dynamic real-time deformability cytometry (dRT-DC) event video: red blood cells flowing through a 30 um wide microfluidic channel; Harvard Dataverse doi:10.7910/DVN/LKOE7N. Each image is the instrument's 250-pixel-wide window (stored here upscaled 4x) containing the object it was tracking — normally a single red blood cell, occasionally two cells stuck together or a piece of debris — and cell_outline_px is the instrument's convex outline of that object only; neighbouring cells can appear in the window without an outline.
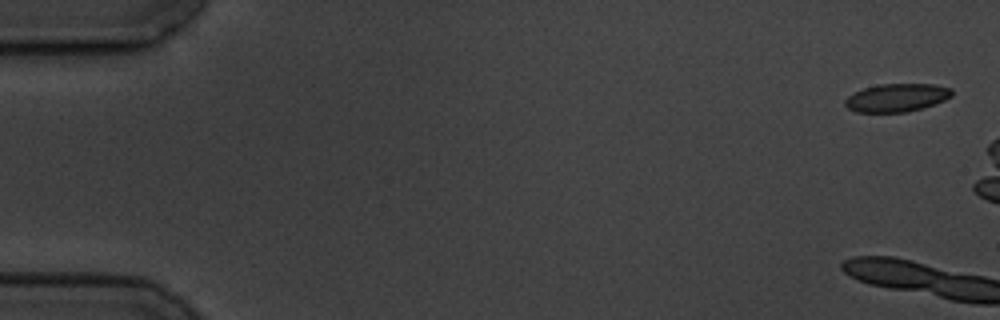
{"species": "common noctule bat (a hibernating species)", "species_latin": "Nyctalus noctula", "temperature_condition": "cold", "stored_images_in_passage": 6, "camera_frame_rate_fps": 3000, "um_per_image_px": 0.085, "animal": {"sex": "male", "body_mass_g": 19.5, "forearm_length_mm": 54.6}, "frame": {"image": 1, "passage_image": 1, "time_ms": 0.0, "image_size_px": [1000, 320], "cell_outline_px": [[952, 96], [944, 100], [908, 112], [856, 112], [848, 108], [844, 104], [844, 100], [848, 96], [864, 88], [880, 84], [936, 84], [952, 88]], "centroid_in_image_um": [76.22, 8.3], "position_along_channel_um": 8.8, "area_um2": 17.4}}